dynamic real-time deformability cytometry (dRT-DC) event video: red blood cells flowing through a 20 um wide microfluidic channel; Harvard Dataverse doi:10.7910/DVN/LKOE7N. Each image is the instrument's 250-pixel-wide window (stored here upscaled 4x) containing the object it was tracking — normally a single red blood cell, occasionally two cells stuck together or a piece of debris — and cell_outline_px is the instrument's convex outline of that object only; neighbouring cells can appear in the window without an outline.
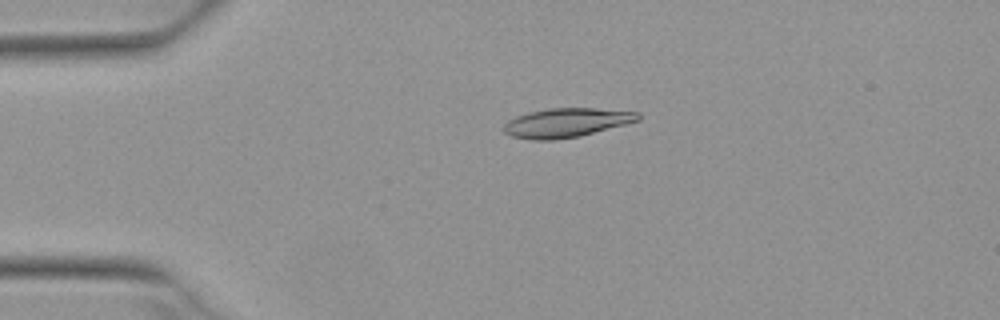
{"species": "Egyptian fruit bat (a non-hibernating species)", "species_latin": "Rousettus aegyptiacus", "temperature_condition": "warm", "stored_images_in_passage": 4, "camera_frame_rate_fps": 3000, "um_per_image_px": 0.085, "animal": {"sex": "female"}, "frame": {"image": 1, "passage_image": 3, "time_ms": 0.667, "image_size_px": [1000, 320], "cell_outline_px": [[640, 120], [576, 136], [552, 140], [532, 140], [512, 136], [504, 132], [504, 124], [508, 120], [516, 116], [528, 112], [548, 108], [596, 108], [640, 112]], "centroid_in_image_um": [48.11, 10.41], "position_along_channel_um": 36.9, "area_um2": 22.48}}
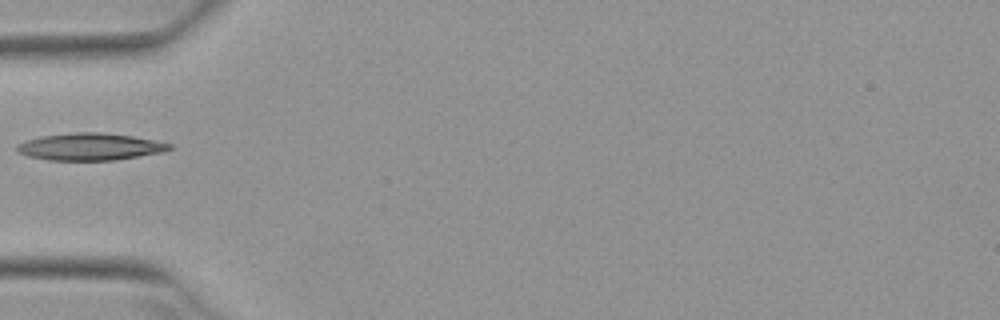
{"frame": {"image": 2, "passage_image": 4, "time_ms": 1.0, "image_size_px": [1000, 320], "cell_outline_px": [[172, 148], [164, 152], [116, 160], [48, 160], [28, 156], [16, 152], [16, 144], [28, 140], [44, 136], [72, 132], [100, 132], [132, 136], [172, 144]], "centroid_in_image_um": [7.65, 12.48], "position_along_channel_um": 77.4, "area_um2": 24.04}}